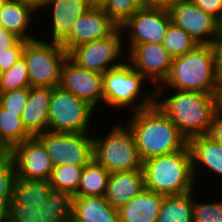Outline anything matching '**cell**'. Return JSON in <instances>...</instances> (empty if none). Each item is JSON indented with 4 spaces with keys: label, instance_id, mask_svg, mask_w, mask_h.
I'll use <instances>...</instances> for the list:
<instances>
[{
    "label": "cell",
    "instance_id": "cell-37",
    "mask_svg": "<svg viewBox=\"0 0 222 222\" xmlns=\"http://www.w3.org/2000/svg\"><path fill=\"white\" fill-rule=\"evenodd\" d=\"M207 135L222 146V110L214 112Z\"/></svg>",
    "mask_w": 222,
    "mask_h": 222
},
{
    "label": "cell",
    "instance_id": "cell-5",
    "mask_svg": "<svg viewBox=\"0 0 222 222\" xmlns=\"http://www.w3.org/2000/svg\"><path fill=\"white\" fill-rule=\"evenodd\" d=\"M218 72L211 44H197L183 56L172 60L168 77L161 86L165 90L215 93Z\"/></svg>",
    "mask_w": 222,
    "mask_h": 222
},
{
    "label": "cell",
    "instance_id": "cell-36",
    "mask_svg": "<svg viewBox=\"0 0 222 222\" xmlns=\"http://www.w3.org/2000/svg\"><path fill=\"white\" fill-rule=\"evenodd\" d=\"M205 13L212 15L222 24V0H191Z\"/></svg>",
    "mask_w": 222,
    "mask_h": 222
},
{
    "label": "cell",
    "instance_id": "cell-24",
    "mask_svg": "<svg viewBox=\"0 0 222 222\" xmlns=\"http://www.w3.org/2000/svg\"><path fill=\"white\" fill-rule=\"evenodd\" d=\"M75 222H119L118 209L104 198L73 197L72 217Z\"/></svg>",
    "mask_w": 222,
    "mask_h": 222
},
{
    "label": "cell",
    "instance_id": "cell-38",
    "mask_svg": "<svg viewBox=\"0 0 222 222\" xmlns=\"http://www.w3.org/2000/svg\"><path fill=\"white\" fill-rule=\"evenodd\" d=\"M211 45L214 51L216 70L218 73H222V24Z\"/></svg>",
    "mask_w": 222,
    "mask_h": 222
},
{
    "label": "cell",
    "instance_id": "cell-7",
    "mask_svg": "<svg viewBox=\"0 0 222 222\" xmlns=\"http://www.w3.org/2000/svg\"><path fill=\"white\" fill-rule=\"evenodd\" d=\"M112 125L105 136L93 135V159L110 173L142 169L132 131L122 121Z\"/></svg>",
    "mask_w": 222,
    "mask_h": 222
},
{
    "label": "cell",
    "instance_id": "cell-30",
    "mask_svg": "<svg viewBox=\"0 0 222 222\" xmlns=\"http://www.w3.org/2000/svg\"><path fill=\"white\" fill-rule=\"evenodd\" d=\"M30 87L27 63L20 58L11 68L0 73V93Z\"/></svg>",
    "mask_w": 222,
    "mask_h": 222
},
{
    "label": "cell",
    "instance_id": "cell-20",
    "mask_svg": "<svg viewBox=\"0 0 222 222\" xmlns=\"http://www.w3.org/2000/svg\"><path fill=\"white\" fill-rule=\"evenodd\" d=\"M51 91L52 88L48 87H29V97L21 121L32 137L47 131Z\"/></svg>",
    "mask_w": 222,
    "mask_h": 222
},
{
    "label": "cell",
    "instance_id": "cell-32",
    "mask_svg": "<svg viewBox=\"0 0 222 222\" xmlns=\"http://www.w3.org/2000/svg\"><path fill=\"white\" fill-rule=\"evenodd\" d=\"M197 190L193 191V222H222V199L201 201L196 197Z\"/></svg>",
    "mask_w": 222,
    "mask_h": 222
},
{
    "label": "cell",
    "instance_id": "cell-31",
    "mask_svg": "<svg viewBox=\"0 0 222 222\" xmlns=\"http://www.w3.org/2000/svg\"><path fill=\"white\" fill-rule=\"evenodd\" d=\"M144 6L142 0H107L102 10L120 27L135 12Z\"/></svg>",
    "mask_w": 222,
    "mask_h": 222
},
{
    "label": "cell",
    "instance_id": "cell-21",
    "mask_svg": "<svg viewBox=\"0 0 222 222\" xmlns=\"http://www.w3.org/2000/svg\"><path fill=\"white\" fill-rule=\"evenodd\" d=\"M145 189L142 169L114 172L110 174L104 198L111 206L119 209Z\"/></svg>",
    "mask_w": 222,
    "mask_h": 222
},
{
    "label": "cell",
    "instance_id": "cell-13",
    "mask_svg": "<svg viewBox=\"0 0 222 222\" xmlns=\"http://www.w3.org/2000/svg\"><path fill=\"white\" fill-rule=\"evenodd\" d=\"M171 23L188 33L198 44H211L221 23L191 0H174L166 6Z\"/></svg>",
    "mask_w": 222,
    "mask_h": 222
},
{
    "label": "cell",
    "instance_id": "cell-44",
    "mask_svg": "<svg viewBox=\"0 0 222 222\" xmlns=\"http://www.w3.org/2000/svg\"><path fill=\"white\" fill-rule=\"evenodd\" d=\"M90 7L102 8L107 0H86Z\"/></svg>",
    "mask_w": 222,
    "mask_h": 222
},
{
    "label": "cell",
    "instance_id": "cell-25",
    "mask_svg": "<svg viewBox=\"0 0 222 222\" xmlns=\"http://www.w3.org/2000/svg\"><path fill=\"white\" fill-rule=\"evenodd\" d=\"M110 174L93 159L89 164L84 165L77 192L73 197L104 196Z\"/></svg>",
    "mask_w": 222,
    "mask_h": 222
},
{
    "label": "cell",
    "instance_id": "cell-16",
    "mask_svg": "<svg viewBox=\"0 0 222 222\" xmlns=\"http://www.w3.org/2000/svg\"><path fill=\"white\" fill-rule=\"evenodd\" d=\"M172 60L162 43H139L127 53V61L145 76L153 87L161 85L168 77Z\"/></svg>",
    "mask_w": 222,
    "mask_h": 222
},
{
    "label": "cell",
    "instance_id": "cell-17",
    "mask_svg": "<svg viewBox=\"0 0 222 222\" xmlns=\"http://www.w3.org/2000/svg\"><path fill=\"white\" fill-rule=\"evenodd\" d=\"M88 9L90 6L86 0H48L41 11L45 16L50 17L49 22L45 23L48 29L44 34H49H46L44 40H48L50 37L49 41L61 43L73 30V23ZM46 10L49 14L45 13Z\"/></svg>",
    "mask_w": 222,
    "mask_h": 222
},
{
    "label": "cell",
    "instance_id": "cell-27",
    "mask_svg": "<svg viewBox=\"0 0 222 222\" xmlns=\"http://www.w3.org/2000/svg\"><path fill=\"white\" fill-rule=\"evenodd\" d=\"M32 136L24 128L19 112H8L0 105V144L11 150Z\"/></svg>",
    "mask_w": 222,
    "mask_h": 222
},
{
    "label": "cell",
    "instance_id": "cell-9",
    "mask_svg": "<svg viewBox=\"0 0 222 222\" xmlns=\"http://www.w3.org/2000/svg\"><path fill=\"white\" fill-rule=\"evenodd\" d=\"M95 113V114H94ZM96 111L82 99L60 86L52 88L47 130L65 133H89Z\"/></svg>",
    "mask_w": 222,
    "mask_h": 222
},
{
    "label": "cell",
    "instance_id": "cell-23",
    "mask_svg": "<svg viewBox=\"0 0 222 222\" xmlns=\"http://www.w3.org/2000/svg\"><path fill=\"white\" fill-rule=\"evenodd\" d=\"M164 195L148 189L118 209L119 222H157Z\"/></svg>",
    "mask_w": 222,
    "mask_h": 222
},
{
    "label": "cell",
    "instance_id": "cell-39",
    "mask_svg": "<svg viewBox=\"0 0 222 222\" xmlns=\"http://www.w3.org/2000/svg\"><path fill=\"white\" fill-rule=\"evenodd\" d=\"M21 40L16 34L0 29V51L14 47Z\"/></svg>",
    "mask_w": 222,
    "mask_h": 222
},
{
    "label": "cell",
    "instance_id": "cell-15",
    "mask_svg": "<svg viewBox=\"0 0 222 222\" xmlns=\"http://www.w3.org/2000/svg\"><path fill=\"white\" fill-rule=\"evenodd\" d=\"M17 178L48 181L53 165L44 144L36 137L24 140L10 151Z\"/></svg>",
    "mask_w": 222,
    "mask_h": 222
},
{
    "label": "cell",
    "instance_id": "cell-1",
    "mask_svg": "<svg viewBox=\"0 0 222 222\" xmlns=\"http://www.w3.org/2000/svg\"><path fill=\"white\" fill-rule=\"evenodd\" d=\"M73 196L53 190L49 181L17 178L7 222H68Z\"/></svg>",
    "mask_w": 222,
    "mask_h": 222
},
{
    "label": "cell",
    "instance_id": "cell-45",
    "mask_svg": "<svg viewBox=\"0 0 222 222\" xmlns=\"http://www.w3.org/2000/svg\"><path fill=\"white\" fill-rule=\"evenodd\" d=\"M10 158V152L7 149H3L0 152V167Z\"/></svg>",
    "mask_w": 222,
    "mask_h": 222
},
{
    "label": "cell",
    "instance_id": "cell-35",
    "mask_svg": "<svg viewBox=\"0 0 222 222\" xmlns=\"http://www.w3.org/2000/svg\"><path fill=\"white\" fill-rule=\"evenodd\" d=\"M24 45L25 40L21 39L14 47L0 51V72L8 70L23 57Z\"/></svg>",
    "mask_w": 222,
    "mask_h": 222
},
{
    "label": "cell",
    "instance_id": "cell-8",
    "mask_svg": "<svg viewBox=\"0 0 222 222\" xmlns=\"http://www.w3.org/2000/svg\"><path fill=\"white\" fill-rule=\"evenodd\" d=\"M40 35L25 40L23 57L27 63L29 84L30 87L54 88L60 84L61 68L67 51L59 42L44 40Z\"/></svg>",
    "mask_w": 222,
    "mask_h": 222
},
{
    "label": "cell",
    "instance_id": "cell-42",
    "mask_svg": "<svg viewBox=\"0 0 222 222\" xmlns=\"http://www.w3.org/2000/svg\"><path fill=\"white\" fill-rule=\"evenodd\" d=\"M215 97L217 102V108L222 110V73L218 74Z\"/></svg>",
    "mask_w": 222,
    "mask_h": 222
},
{
    "label": "cell",
    "instance_id": "cell-19",
    "mask_svg": "<svg viewBox=\"0 0 222 222\" xmlns=\"http://www.w3.org/2000/svg\"><path fill=\"white\" fill-rule=\"evenodd\" d=\"M188 147L191 153L193 175L199 185L198 188L200 187L199 183L202 182L199 176L202 178V173L207 172L206 170L209 172L205 176H213L212 178L217 176L214 180L219 177L218 182H222V146L204 134L190 138Z\"/></svg>",
    "mask_w": 222,
    "mask_h": 222
},
{
    "label": "cell",
    "instance_id": "cell-11",
    "mask_svg": "<svg viewBox=\"0 0 222 222\" xmlns=\"http://www.w3.org/2000/svg\"><path fill=\"white\" fill-rule=\"evenodd\" d=\"M46 147L53 167L87 165L93 160V134L46 131L36 136Z\"/></svg>",
    "mask_w": 222,
    "mask_h": 222
},
{
    "label": "cell",
    "instance_id": "cell-3",
    "mask_svg": "<svg viewBox=\"0 0 222 222\" xmlns=\"http://www.w3.org/2000/svg\"><path fill=\"white\" fill-rule=\"evenodd\" d=\"M170 93L158 85L156 104L174 122L181 134L187 140L208 134L213 114L217 109L215 93L183 90Z\"/></svg>",
    "mask_w": 222,
    "mask_h": 222
},
{
    "label": "cell",
    "instance_id": "cell-4",
    "mask_svg": "<svg viewBox=\"0 0 222 222\" xmlns=\"http://www.w3.org/2000/svg\"><path fill=\"white\" fill-rule=\"evenodd\" d=\"M145 188L164 196H178L196 191L188 145L181 151L156 156L142 162Z\"/></svg>",
    "mask_w": 222,
    "mask_h": 222
},
{
    "label": "cell",
    "instance_id": "cell-33",
    "mask_svg": "<svg viewBox=\"0 0 222 222\" xmlns=\"http://www.w3.org/2000/svg\"><path fill=\"white\" fill-rule=\"evenodd\" d=\"M29 97V87L0 93V105L8 112H19L22 115Z\"/></svg>",
    "mask_w": 222,
    "mask_h": 222
},
{
    "label": "cell",
    "instance_id": "cell-40",
    "mask_svg": "<svg viewBox=\"0 0 222 222\" xmlns=\"http://www.w3.org/2000/svg\"><path fill=\"white\" fill-rule=\"evenodd\" d=\"M13 195H0V222H7L10 201Z\"/></svg>",
    "mask_w": 222,
    "mask_h": 222
},
{
    "label": "cell",
    "instance_id": "cell-41",
    "mask_svg": "<svg viewBox=\"0 0 222 222\" xmlns=\"http://www.w3.org/2000/svg\"><path fill=\"white\" fill-rule=\"evenodd\" d=\"M16 1L21 2L24 5L31 7L40 16L41 10L43 11L48 0H16Z\"/></svg>",
    "mask_w": 222,
    "mask_h": 222
},
{
    "label": "cell",
    "instance_id": "cell-26",
    "mask_svg": "<svg viewBox=\"0 0 222 222\" xmlns=\"http://www.w3.org/2000/svg\"><path fill=\"white\" fill-rule=\"evenodd\" d=\"M193 192L165 196L157 222H193Z\"/></svg>",
    "mask_w": 222,
    "mask_h": 222
},
{
    "label": "cell",
    "instance_id": "cell-47",
    "mask_svg": "<svg viewBox=\"0 0 222 222\" xmlns=\"http://www.w3.org/2000/svg\"><path fill=\"white\" fill-rule=\"evenodd\" d=\"M3 149H4L3 146L0 144V152H1Z\"/></svg>",
    "mask_w": 222,
    "mask_h": 222
},
{
    "label": "cell",
    "instance_id": "cell-46",
    "mask_svg": "<svg viewBox=\"0 0 222 222\" xmlns=\"http://www.w3.org/2000/svg\"><path fill=\"white\" fill-rule=\"evenodd\" d=\"M7 0H0V9L3 7V5L6 3Z\"/></svg>",
    "mask_w": 222,
    "mask_h": 222
},
{
    "label": "cell",
    "instance_id": "cell-12",
    "mask_svg": "<svg viewBox=\"0 0 222 222\" xmlns=\"http://www.w3.org/2000/svg\"><path fill=\"white\" fill-rule=\"evenodd\" d=\"M171 24L166 7L144 6L135 12L120 26L126 40L124 45L128 53L139 43H163L165 34ZM127 35V37L125 36Z\"/></svg>",
    "mask_w": 222,
    "mask_h": 222
},
{
    "label": "cell",
    "instance_id": "cell-28",
    "mask_svg": "<svg viewBox=\"0 0 222 222\" xmlns=\"http://www.w3.org/2000/svg\"><path fill=\"white\" fill-rule=\"evenodd\" d=\"M84 165H61L53 167L49 184L56 191H65L72 196L77 192Z\"/></svg>",
    "mask_w": 222,
    "mask_h": 222
},
{
    "label": "cell",
    "instance_id": "cell-2",
    "mask_svg": "<svg viewBox=\"0 0 222 222\" xmlns=\"http://www.w3.org/2000/svg\"><path fill=\"white\" fill-rule=\"evenodd\" d=\"M131 113L125 124L132 131L142 162L181 151L188 145V140L157 104Z\"/></svg>",
    "mask_w": 222,
    "mask_h": 222
},
{
    "label": "cell",
    "instance_id": "cell-43",
    "mask_svg": "<svg viewBox=\"0 0 222 222\" xmlns=\"http://www.w3.org/2000/svg\"><path fill=\"white\" fill-rule=\"evenodd\" d=\"M145 6H163L165 7L168 3L174 0H142Z\"/></svg>",
    "mask_w": 222,
    "mask_h": 222
},
{
    "label": "cell",
    "instance_id": "cell-48",
    "mask_svg": "<svg viewBox=\"0 0 222 222\" xmlns=\"http://www.w3.org/2000/svg\"><path fill=\"white\" fill-rule=\"evenodd\" d=\"M68 222H75L72 218H70L69 220H68Z\"/></svg>",
    "mask_w": 222,
    "mask_h": 222
},
{
    "label": "cell",
    "instance_id": "cell-29",
    "mask_svg": "<svg viewBox=\"0 0 222 222\" xmlns=\"http://www.w3.org/2000/svg\"><path fill=\"white\" fill-rule=\"evenodd\" d=\"M163 47L174 59L192 50L198 43L185 31L171 23L163 40Z\"/></svg>",
    "mask_w": 222,
    "mask_h": 222
},
{
    "label": "cell",
    "instance_id": "cell-14",
    "mask_svg": "<svg viewBox=\"0 0 222 222\" xmlns=\"http://www.w3.org/2000/svg\"><path fill=\"white\" fill-rule=\"evenodd\" d=\"M103 74L82 68L73 63L68 57L61 68L59 86L84 100L96 111L99 105L104 107Z\"/></svg>",
    "mask_w": 222,
    "mask_h": 222
},
{
    "label": "cell",
    "instance_id": "cell-22",
    "mask_svg": "<svg viewBox=\"0 0 222 222\" xmlns=\"http://www.w3.org/2000/svg\"><path fill=\"white\" fill-rule=\"evenodd\" d=\"M36 14L31 7L21 2L7 0L0 9V23L3 29L16 34L21 39L32 40L37 38V35L33 32V21L38 16Z\"/></svg>",
    "mask_w": 222,
    "mask_h": 222
},
{
    "label": "cell",
    "instance_id": "cell-18",
    "mask_svg": "<svg viewBox=\"0 0 222 222\" xmlns=\"http://www.w3.org/2000/svg\"><path fill=\"white\" fill-rule=\"evenodd\" d=\"M117 27L102 8L90 7L73 23V30L60 44L68 52L73 47L109 36Z\"/></svg>",
    "mask_w": 222,
    "mask_h": 222
},
{
    "label": "cell",
    "instance_id": "cell-34",
    "mask_svg": "<svg viewBox=\"0 0 222 222\" xmlns=\"http://www.w3.org/2000/svg\"><path fill=\"white\" fill-rule=\"evenodd\" d=\"M17 171L14 162L9 158L0 167V195H13Z\"/></svg>",
    "mask_w": 222,
    "mask_h": 222
},
{
    "label": "cell",
    "instance_id": "cell-10",
    "mask_svg": "<svg viewBox=\"0 0 222 222\" xmlns=\"http://www.w3.org/2000/svg\"><path fill=\"white\" fill-rule=\"evenodd\" d=\"M123 34L122 29L117 27L105 38L71 48L67 57L82 68L104 74L127 60Z\"/></svg>",
    "mask_w": 222,
    "mask_h": 222
},
{
    "label": "cell",
    "instance_id": "cell-6",
    "mask_svg": "<svg viewBox=\"0 0 222 222\" xmlns=\"http://www.w3.org/2000/svg\"><path fill=\"white\" fill-rule=\"evenodd\" d=\"M149 83L151 86L149 85L148 92H145ZM102 85L104 104L112 110V113L109 111L110 114H113V110H121L122 113L132 109L137 112L156 104V88H151L153 84L127 60L104 73Z\"/></svg>",
    "mask_w": 222,
    "mask_h": 222
}]
</instances>
